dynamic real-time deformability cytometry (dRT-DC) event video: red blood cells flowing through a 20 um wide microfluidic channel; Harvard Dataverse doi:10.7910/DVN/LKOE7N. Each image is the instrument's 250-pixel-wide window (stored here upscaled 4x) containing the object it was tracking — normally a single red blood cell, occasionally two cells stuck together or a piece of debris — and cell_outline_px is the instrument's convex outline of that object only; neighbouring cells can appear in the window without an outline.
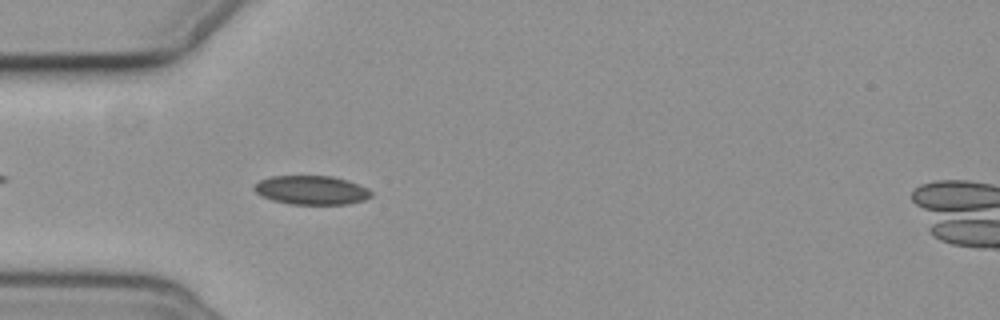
{"species": "common noctule bat (a hibernating species)", "species_latin": "Nyctalus noctula", "temperature_condition": "cold", "stored_images_in_passage": 45, "camera_frame_rate_fps": 3000, "um_per_image_px": 0.085, "animal": {"sex": "female", "body_mass_g": 19.3, "forearm_length_mm": 54.1}, "frame": {"image": 1, "passage_image": 6, "time_ms": 1.667, "image_size_px": [1000, 320], "cell_outline_px": [[372, 196], [364, 200], [348, 204], [288, 204], [272, 200], [256, 192], [252, 188], [260, 180], [272, 176], [332, 176], [348, 180], [368, 188], [372, 192]], "centroid_in_image_um": [26.5, 16.16], "position_along_channel_um": 58.5, "area_um2": 19.71}}
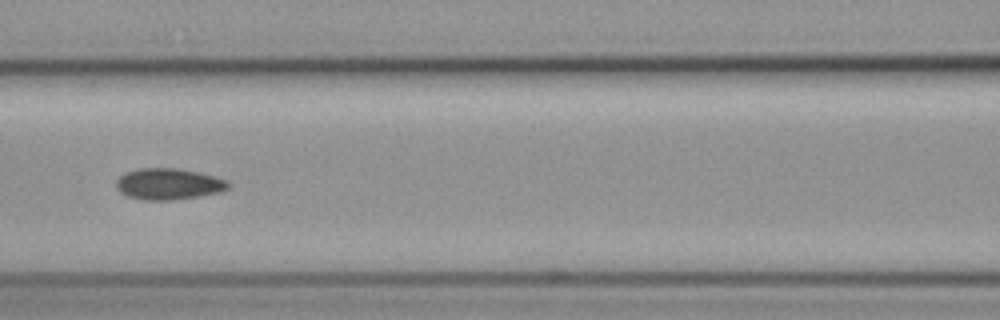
{"frame": {"image": 2, "passage_image": 14, "time_ms": 4.333, "image_size_px": [1000, 320], "cell_outline_px": [[232, 184], [228, 188], [220, 192], [196, 196], [168, 200], [144, 200], [128, 196], [120, 192], [116, 188], [116, 180], [124, 172], [136, 168], [180, 168], [200, 172], [216, 176]], "centroid_in_image_um": [14.3, 15.62], "position_along_channel_um": 152.3, "area_um2": 20.52}}
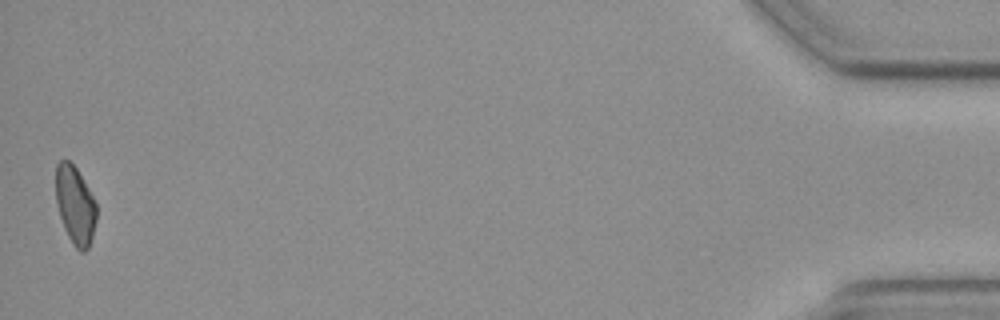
{"frame": {"image": 3, "passage_image": 45, "time_ms": 14.667, "image_size_px": [1000, 320], "cell_outline_px": [[96, 220], [92, 236], [88, 248], [84, 252], [80, 252], [72, 244], [64, 228], [56, 204], [56, 164], [60, 160], [68, 160], [76, 168], [88, 188], [96, 204]], "centroid_in_image_um": [6.38, 17.45], "position_along_channel_um": 428.8, "area_um2": 18.38}, "authors_computed_cell_mechanics": {"area_um2": 19.363, "velocity_mm_per_s": 3.6662, "shape_relaxation_time_tau1_ms": null, "shape_relaxation_time_tau2_ms": 8.6371, "deformation_change_tau1": null, "deformation_change_tau2": 0.1}}